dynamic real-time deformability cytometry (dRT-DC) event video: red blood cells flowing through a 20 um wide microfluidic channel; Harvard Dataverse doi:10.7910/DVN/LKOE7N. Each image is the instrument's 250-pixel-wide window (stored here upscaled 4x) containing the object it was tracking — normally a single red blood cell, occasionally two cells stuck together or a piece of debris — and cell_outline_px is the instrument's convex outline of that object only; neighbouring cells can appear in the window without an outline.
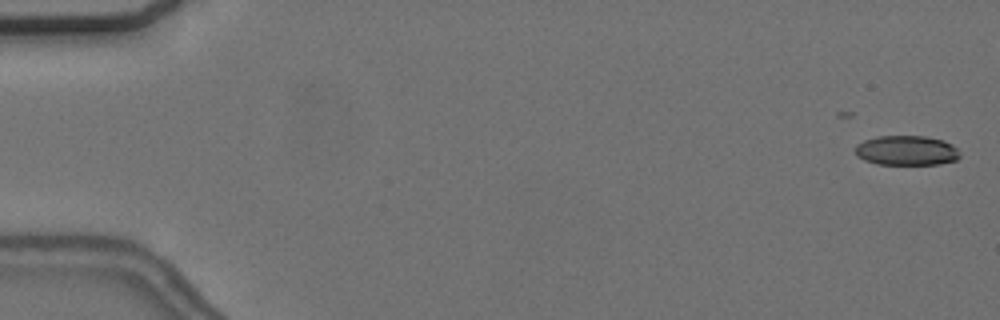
{"species": "common noctule bat (a hibernating species)", "species_latin": "Nyctalus noctula", "temperature_condition": "cold", "stored_images_in_passage": 17, "camera_frame_rate_fps": 3000, "um_per_image_px": 0.085, "animal": {"sex": "female", "body_mass_g": 24.6, "forearm_length_mm": 56.2}, "frame": {"image": 1, "passage_image": 1, "time_ms": 0.0, "image_size_px": [1000, 320], "cell_outline_px": [[960, 156], [956, 160], [940, 164], [876, 164], [864, 160], [856, 156], [856, 144], [864, 140], [876, 136], [924, 136], [944, 140], [952, 144], [960, 152]], "centroid_in_image_um": [77.05, 12.79], "position_along_channel_um": 7.9, "area_um2": 18.26}}